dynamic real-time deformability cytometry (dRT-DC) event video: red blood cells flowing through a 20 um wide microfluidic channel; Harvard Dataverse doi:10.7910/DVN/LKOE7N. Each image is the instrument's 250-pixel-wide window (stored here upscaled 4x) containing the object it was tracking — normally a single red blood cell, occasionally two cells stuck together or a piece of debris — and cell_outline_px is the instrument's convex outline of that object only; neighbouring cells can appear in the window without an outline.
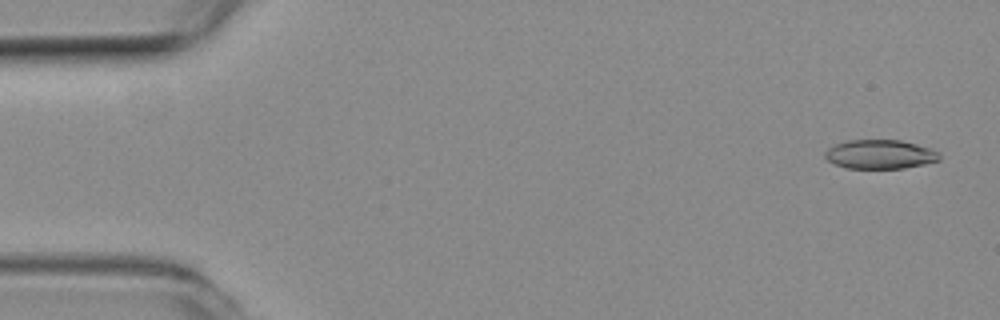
{"species": "common noctule bat (a hibernating species)", "species_latin": "Nyctalus noctula", "temperature_condition": "room temperature", "stored_images_in_passage": 57, "camera_frame_rate_fps": 3000, "um_per_image_px": 0.085, "animal": {"sex": "female", "body_mass_g": 19.3, "forearm_length_mm": 54.1}, "frame": {"image": 1, "passage_image": 3, "time_ms": 0.667, "image_size_px": [1000, 320], "cell_outline_px": [[940, 160], [924, 164], [904, 168], [844, 168], [828, 160], [824, 156], [824, 152], [828, 148], [836, 144], [848, 140], [900, 140], [932, 148], [940, 156]], "centroid_in_image_um": [74.79, 13.11], "position_along_channel_um": 10.2, "area_um2": 19.31}}
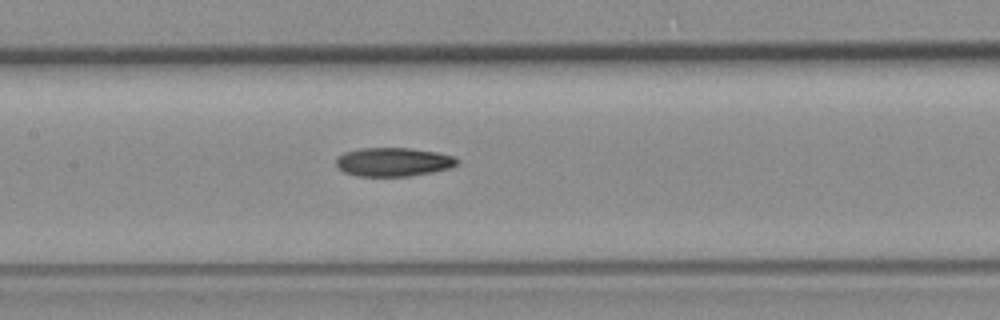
{"frame": {"image": 2, "passage_image": 27, "time_ms": 8.667, "image_size_px": [1000, 320], "cell_outline_px": [[460, 164], [452, 168], [412, 176], [356, 176], [344, 172], [336, 168], [336, 160], [344, 152], [360, 148], [412, 148], [436, 152], [456, 156], [460, 160]], "centroid_in_image_um": [33.49, 13.77], "position_along_channel_um": 173.9, "area_um2": 20.63}}
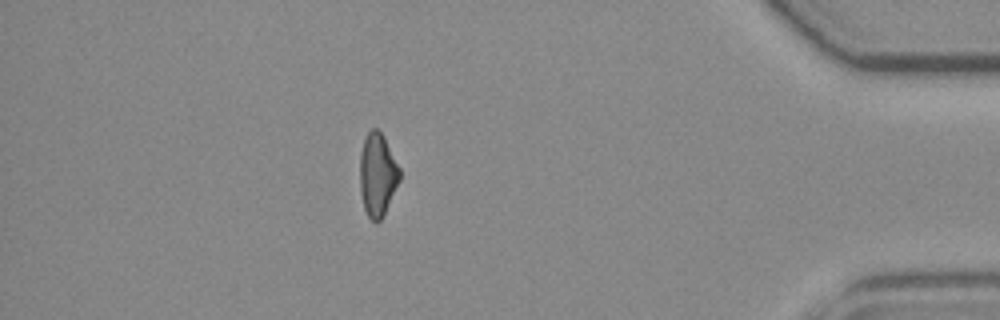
{"frame": {"image": 3, "passage_image": 50, "time_ms": 16.333, "image_size_px": [1000, 320], "cell_outline_px": [[400, 180], [384, 216], [376, 224], [368, 216], [364, 208], [360, 192], [360, 156], [364, 140], [368, 132], [372, 128], [376, 128], [384, 136], [400, 168]], "centroid_in_image_um": [32.1, 14.88], "position_along_channel_um": 403.1, "area_um2": 19.36}, "authors_computed_cell_mechanics": {"area_um2": 20.1144, "velocity_mm_per_s": 3.6373, "shape_relaxation_time_tau1_ms": null, "shape_relaxation_time_tau2_ms": 8.9756, "deformation_change_tau1": null, "deformation_change_tau2": 0.1924}}